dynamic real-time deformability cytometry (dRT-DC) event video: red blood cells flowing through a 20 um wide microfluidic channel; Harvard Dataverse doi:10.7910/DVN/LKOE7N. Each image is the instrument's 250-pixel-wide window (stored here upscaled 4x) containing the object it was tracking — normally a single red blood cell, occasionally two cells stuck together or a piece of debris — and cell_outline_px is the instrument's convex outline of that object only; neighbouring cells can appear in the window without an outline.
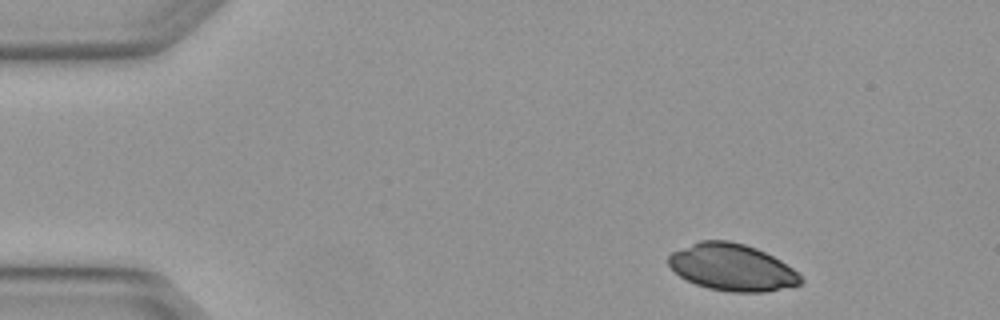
{"species": "Egyptian fruit bat (a non-hibernating species)", "species_latin": "Rousettus aegyptiacus", "temperature_condition": "warm", "stored_images_in_passage": 3, "camera_frame_rate_fps": 3000, "um_per_image_px": 0.085, "animal": {"sex": "female"}, "frame": {"image": 1, "passage_image": 1, "time_ms": 0.0, "image_size_px": [1000, 320], "cell_outline_px": [[804, 280], [800, 284], [764, 292], [728, 292], [708, 288], [696, 284], [680, 276], [668, 264], [668, 256], [672, 252], [700, 240], [728, 240], [744, 244], [756, 248], [780, 260], [792, 268]], "centroid_in_image_um": [62.21, 22.72], "position_along_channel_um": 22.8, "area_um2": 35.84}}